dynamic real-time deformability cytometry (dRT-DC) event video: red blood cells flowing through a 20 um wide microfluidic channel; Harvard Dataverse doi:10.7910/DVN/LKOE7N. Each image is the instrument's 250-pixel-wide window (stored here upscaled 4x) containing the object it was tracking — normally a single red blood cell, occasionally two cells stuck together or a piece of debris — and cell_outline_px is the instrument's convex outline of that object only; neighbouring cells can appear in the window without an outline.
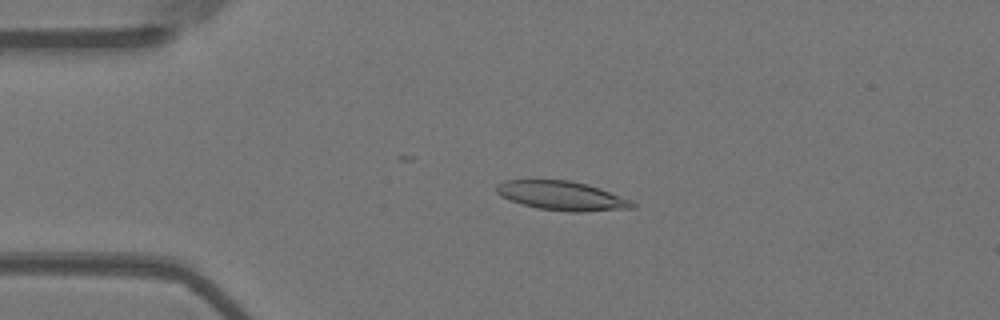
{"species": "Egyptian fruit bat (a non-hibernating species)", "species_latin": "Rousettus aegyptiacus", "temperature_condition": "warm", "stored_images_in_passage": 20, "camera_frame_rate_fps": 3000, "um_per_image_px": 0.085, "animal": {"sex": "female"}, "frame": {"image": 1, "passage_image": 1, "time_ms": 0.0, "image_size_px": [1000, 320], "cell_outline_px": [[636, 208], [584, 212], [568, 212], [536, 208], [500, 196], [496, 192], [496, 184], [504, 180], [568, 180], [588, 184], [600, 188], [632, 200], [636, 204]], "centroid_in_image_um": [47.8, 16.64], "position_along_channel_um": 37.2, "area_um2": 23.24}}
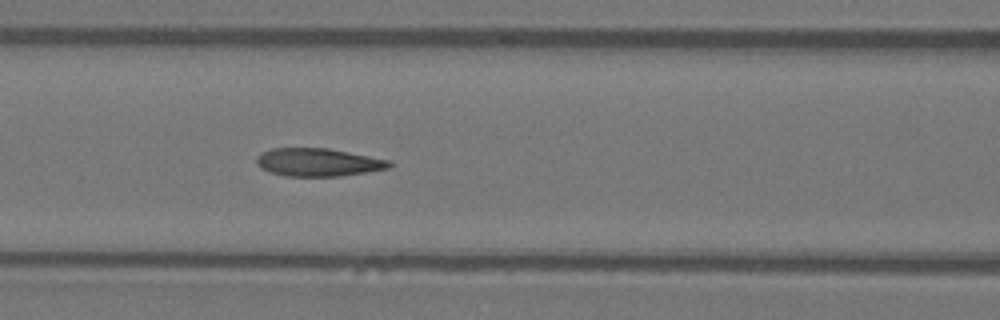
{"frame": {"image": 2, "passage_image": 12, "time_ms": 3.667, "image_size_px": [1000, 320], "cell_outline_px": [[396, 164], [388, 168], [368, 172], [340, 176], [284, 176], [260, 168], [256, 164], [256, 156], [260, 152], [272, 148], [328, 148], [392, 160]], "centroid_in_image_um": [27.07, 13.79], "position_along_channel_um": 139.5, "area_um2": 21.96}}
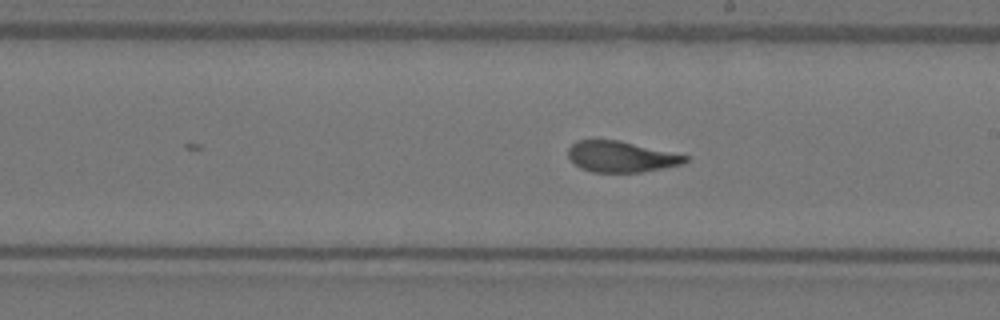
{"frame": {"image": 3, "passage_image": 20, "time_ms": 6.333, "image_size_px": [1000, 320], "cell_outline_px": [[688, 160], [684, 164], [640, 172], [592, 172], [580, 168], [568, 156], [568, 148], [576, 140], [620, 140], [688, 156]], "centroid_in_image_um": [52.78, 13.31], "position_along_channel_um": 236.2, "area_um2": 20.98}}